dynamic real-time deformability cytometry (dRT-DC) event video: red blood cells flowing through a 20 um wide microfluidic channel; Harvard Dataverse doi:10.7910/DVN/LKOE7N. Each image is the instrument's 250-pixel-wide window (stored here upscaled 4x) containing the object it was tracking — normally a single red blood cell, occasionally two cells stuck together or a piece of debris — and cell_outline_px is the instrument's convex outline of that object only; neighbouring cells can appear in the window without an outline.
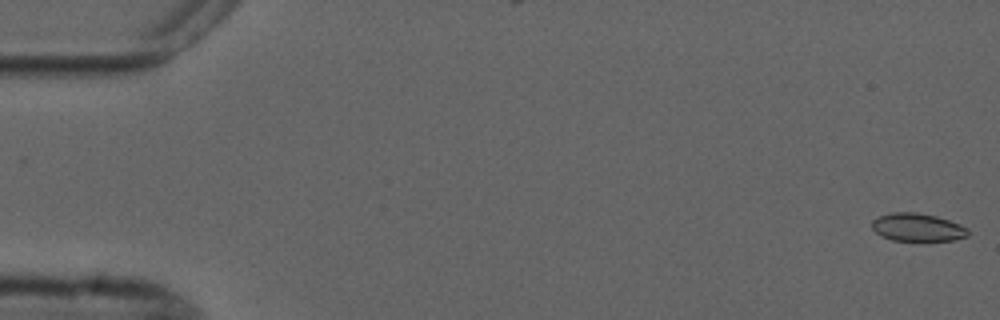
{"species": "common noctule bat (a hibernating species)", "species_latin": "Nyctalus noctula", "temperature_condition": "cold", "stored_images_in_passage": 5, "camera_frame_rate_fps": 3000, "um_per_image_px": 0.085, "animal": {"sex": "male", "forearm_length_mm": 52.5}, "frame": {"image": 1, "passage_image": 1, "time_ms": 0.0, "image_size_px": [1000, 320], "cell_outline_px": [[968, 236], [952, 240], [892, 240], [880, 236], [872, 228], [872, 220], [876, 216], [892, 212], [916, 212], [936, 216], [960, 224], [968, 228]], "centroid_in_image_um": [77.95, 19.31], "position_along_channel_um": 7.1, "area_um2": 15.66}}
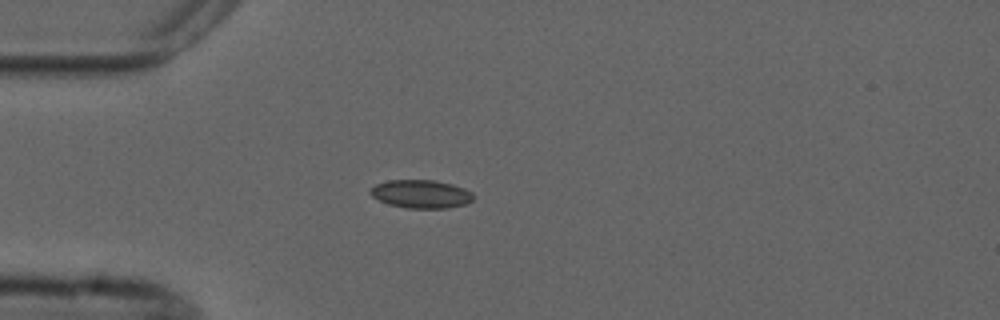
{"frame": {"image": 2, "passage_image": 5, "time_ms": 4.667, "image_size_px": [1000, 320], "cell_outline_px": [[472, 200], [468, 204], [448, 208], [408, 208], [388, 204], [372, 196], [368, 192], [376, 184], [388, 180], [436, 180], [452, 184], [464, 188], [472, 192]], "centroid_in_image_um": [35.8, 16.49], "position_along_channel_um": 49.2, "area_um2": 16.99}}